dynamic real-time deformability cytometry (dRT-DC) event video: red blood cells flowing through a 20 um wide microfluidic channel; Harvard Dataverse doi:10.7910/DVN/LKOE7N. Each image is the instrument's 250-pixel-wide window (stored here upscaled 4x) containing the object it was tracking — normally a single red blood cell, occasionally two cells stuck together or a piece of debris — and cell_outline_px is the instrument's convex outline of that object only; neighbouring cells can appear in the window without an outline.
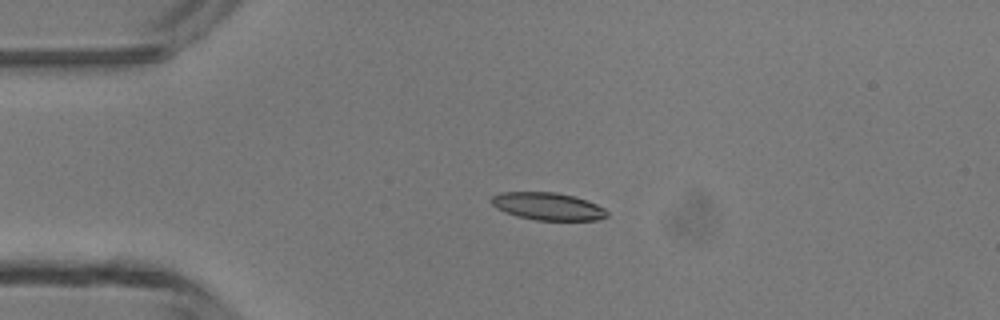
{"species": "common noctule bat (a hibernating species)", "species_latin": "Nyctalus noctula", "temperature_condition": "room temperature", "stored_images_in_passage": 4, "camera_frame_rate_fps": 3000, "um_per_image_px": 0.085, "animal": {"sex": "male", "body_mass_g": 13.3}, "frame": {"image": 1, "passage_image": 4, "time_ms": 3.333, "image_size_px": [1000, 320], "cell_outline_px": [[608, 216], [600, 220], [536, 220], [516, 216], [504, 212], [496, 208], [488, 200], [492, 196], [500, 192], [556, 192], [588, 200], [604, 208], [608, 212]], "centroid_in_image_um": [46.54, 17.54], "position_along_channel_um": 38.5, "area_um2": 18.73}}